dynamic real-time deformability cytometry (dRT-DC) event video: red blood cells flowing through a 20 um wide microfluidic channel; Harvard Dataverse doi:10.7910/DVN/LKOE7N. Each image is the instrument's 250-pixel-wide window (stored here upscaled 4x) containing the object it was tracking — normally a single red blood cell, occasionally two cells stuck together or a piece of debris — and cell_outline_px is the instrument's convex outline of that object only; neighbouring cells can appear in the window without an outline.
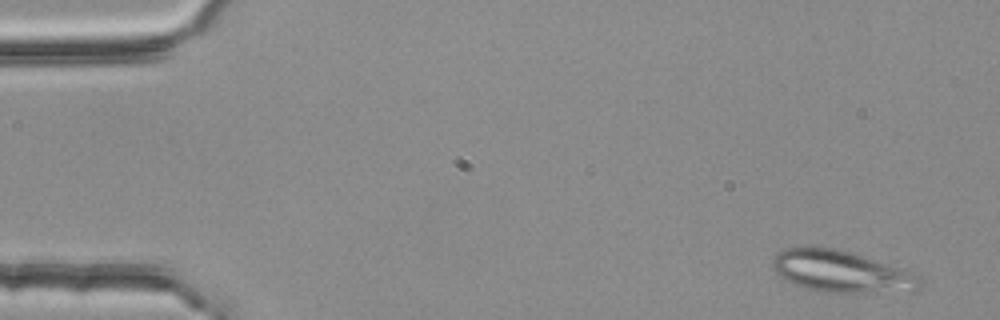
{"species": "common noctule bat (a hibernating species)", "species_latin": "Nyctalus noctula", "temperature_condition": "room temperature", "stored_images_in_passage": 3, "camera_frame_rate_fps": 3000, "um_per_image_px": 0.085, "animal": {"sex": "female", "body_mass_g": 25.1}, "frame": {"image": 1, "passage_image": 1, "time_ms": 0.0, "image_size_px": [1000, 320], "cell_outline_px": [[924, 288], [916, 292], [824, 292], [808, 288], [784, 280], [772, 268], [772, 256], [776, 252], [784, 248], [840, 248], [904, 268], [920, 276], [924, 284]], "centroid_in_image_um": [71.61, 23.09], "position_along_channel_um": 13.4, "area_um2": 36.41}}